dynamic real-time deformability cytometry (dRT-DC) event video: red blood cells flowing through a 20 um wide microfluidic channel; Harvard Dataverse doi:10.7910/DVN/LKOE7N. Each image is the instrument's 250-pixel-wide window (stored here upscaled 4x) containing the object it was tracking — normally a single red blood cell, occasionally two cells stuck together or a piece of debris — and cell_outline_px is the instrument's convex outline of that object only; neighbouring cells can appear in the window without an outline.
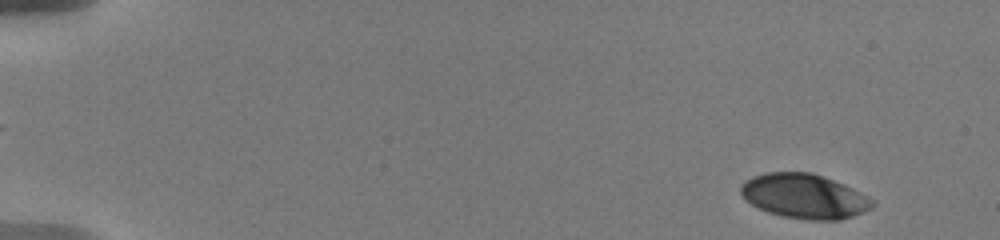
{"species": "human", "species_latin": "Homo sapiens", "temperature_condition": "warm", "stored_images_in_passage": 25, "camera_frame_rate_fps": 3000, "um_per_image_px": 0.085, "donor": {"sex": "male"}, "frame": {"image": 1, "passage_image": 1, "time_ms": 0.0, "image_size_px": [1000, 240], "cell_outline_px": [[876, 204], [872, 208], [852, 216], [840, 220], [808, 220], [784, 216], [768, 212], [752, 204], [740, 192], [740, 184], [744, 180], [752, 176], [768, 172], [812, 172], [844, 184], [876, 200]], "centroid_in_image_um": [68.39, 16.67], "position_along_channel_um": 16.6, "area_um2": 34.22}}
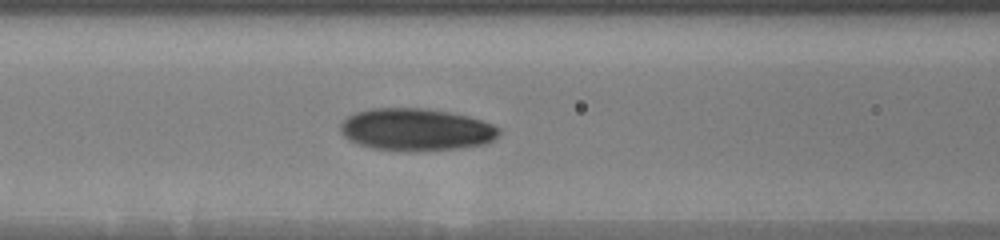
{"frame": {"image": 2, "passage_image": 15, "time_ms": 7.0, "image_size_px": [1000, 240], "cell_outline_px": [[500, 132], [492, 140], [484, 144], [464, 148], [372, 148], [348, 140], [340, 132], [340, 124], [348, 116], [356, 112], [372, 108], [428, 108], [452, 112], [484, 120], [500, 128]], "centroid_in_image_um": [35.38, 10.96], "position_along_channel_um": 131.2, "area_um2": 38.21}}
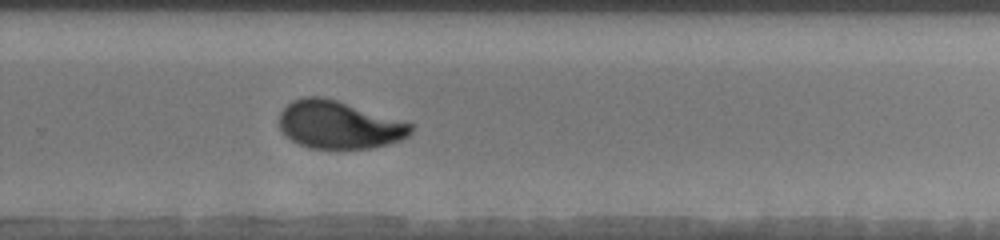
{"frame": {"image": 3, "passage_image": 25, "time_ms": 11.667, "image_size_px": [1000, 240], "cell_outline_px": [[412, 132], [408, 136], [400, 140], [388, 144], [372, 148], [308, 148], [284, 136], [280, 128], [280, 112], [292, 100], [304, 96], [320, 96], [336, 100], [412, 124]], "centroid_in_image_um": [28.77, 10.61], "position_along_channel_um": 301.0, "area_um2": 36.3}}